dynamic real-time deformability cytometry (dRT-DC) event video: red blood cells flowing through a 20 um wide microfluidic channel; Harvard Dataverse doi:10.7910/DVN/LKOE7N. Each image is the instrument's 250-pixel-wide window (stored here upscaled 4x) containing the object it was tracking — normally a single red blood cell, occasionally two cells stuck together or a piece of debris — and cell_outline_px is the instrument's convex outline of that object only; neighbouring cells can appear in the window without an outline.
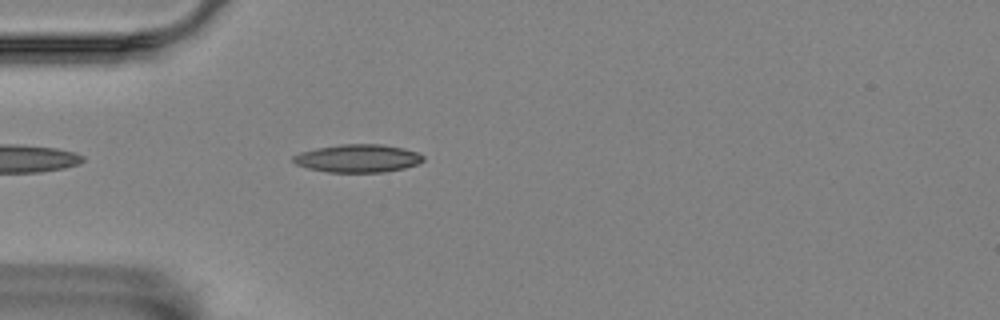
{"species": "Egyptian fruit bat (a non-hibernating species)", "species_latin": "Rousettus aegyptiacus", "temperature_condition": "room temperature", "stored_images_in_passage": 23, "camera_frame_rate_fps": 3000, "um_per_image_px": 0.085, "animal": {"sex": "female"}, "frame": {"image": 1, "passage_image": 4, "time_ms": 1.0, "image_size_px": [1000, 320], "cell_outline_px": [[424, 160], [416, 164], [404, 168], [384, 172], [328, 172], [308, 168], [296, 164], [292, 160], [292, 156], [300, 152], [316, 148], [340, 144], [380, 144], [404, 148], [416, 152], [424, 156]], "centroid_in_image_um": [30.4, 13.45], "position_along_channel_um": 54.6, "area_um2": 21.15}}
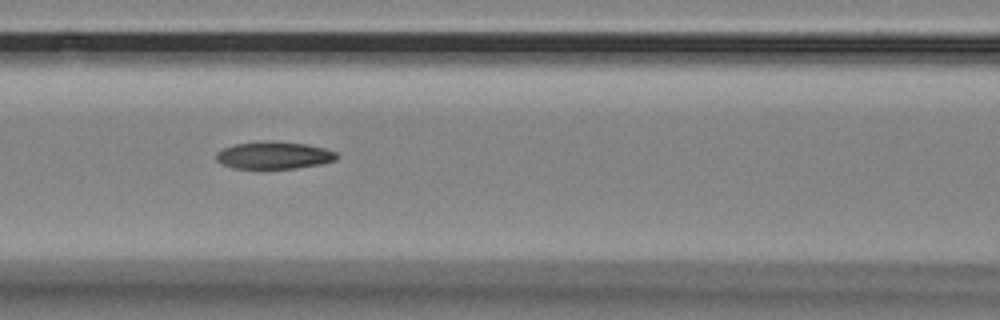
{"frame": {"image": 2, "passage_image": 12, "time_ms": 3.667, "image_size_px": [1000, 320], "cell_outline_px": [[340, 156], [336, 160], [320, 164], [296, 168], [232, 168], [216, 160], [216, 152], [224, 148], [236, 144], [260, 140], [272, 140], [308, 144], [324, 148], [336, 152]], "centroid_in_image_um": [23.31, 13.18], "position_along_channel_um": 143.3, "area_um2": 19.36}}
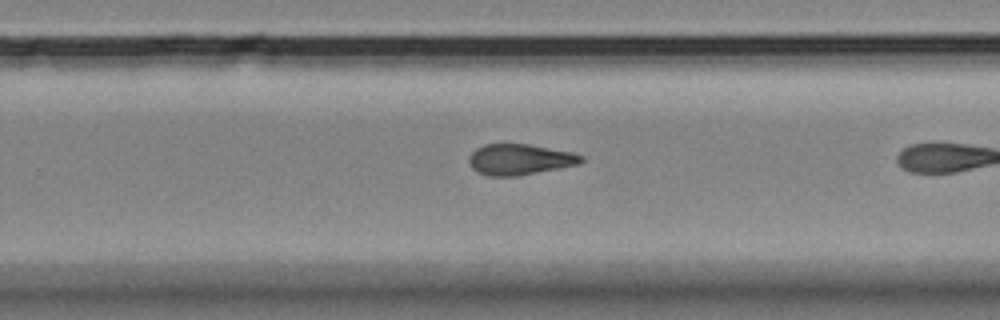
{"frame": {"image": 3, "passage_image": 21, "time_ms": 6.667, "image_size_px": [1000, 320], "cell_outline_px": [[584, 160], [580, 164], [516, 176], [488, 176], [472, 168], [468, 160], [468, 156], [476, 148], [484, 144], [528, 144], [572, 152], [584, 156]], "centroid_in_image_um": [44.18, 13.55], "position_along_channel_um": 285.6, "area_um2": 20.11}}